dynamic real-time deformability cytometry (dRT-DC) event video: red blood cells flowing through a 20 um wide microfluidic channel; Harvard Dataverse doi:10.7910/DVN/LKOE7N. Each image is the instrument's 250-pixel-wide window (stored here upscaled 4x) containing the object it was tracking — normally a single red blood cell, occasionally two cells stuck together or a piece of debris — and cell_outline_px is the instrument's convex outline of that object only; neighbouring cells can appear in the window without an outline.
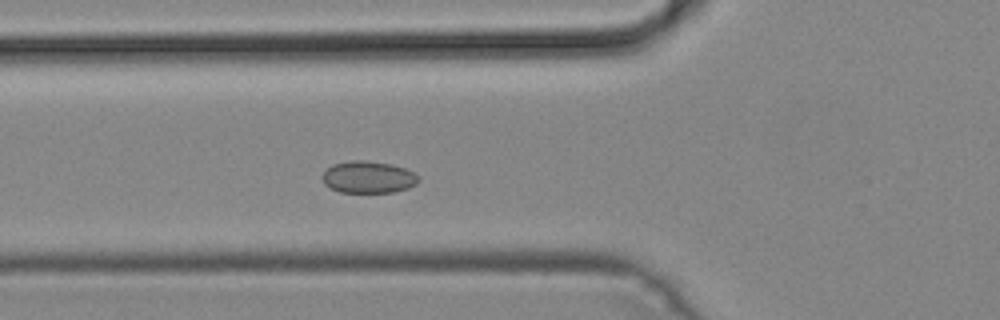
{"species": "common noctule bat (a hibernating species)", "species_latin": "Nyctalus noctula", "temperature_condition": "cold", "stored_images_in_passage": 46, "camera_frame_rate_fps": 3000, "um_per_image_px": 0.085, "animal": {"sex": "male", "body_mass_g": 19.2, "forearm_length_mm": 51.8}, "frame": {"image": 1, "passage_image": 15, "time_ms": 4.667, "image_size_px": [1000, 320], "cell_outline_px": [[420, 180], [416, 184], [408, 188], [392, 192], [340, 192], [324, 184], [320, 176], [332, 164], [352, 160], [364, 160], [392, 164], [404, 168], [420, 176]], "centroid_in_image_um": [31.3, 15.05], "position_along_channel_um": 94.5, "area_um2": 17.98}}
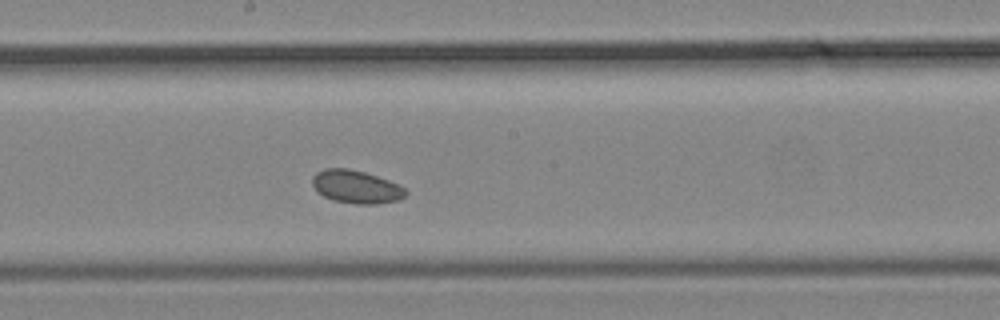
{"frame": {"image": 2, "passage_image": 24, "time_ms": 7.667, "image_size_px": [1000, 320], "cell_outline_px": [[408, 192], [400, 200], [376, 204], [356, 204], [332, 200], [316, 192], [312, 184], [312, 176], [316, 172], [324, 168], [348, 168], [364, 172], [388, 180], [404, 188]], "centroid_in_image_um": [30.23, 15.88], "position_along_channel_um": 218.0, "area_um2": 18.03}}
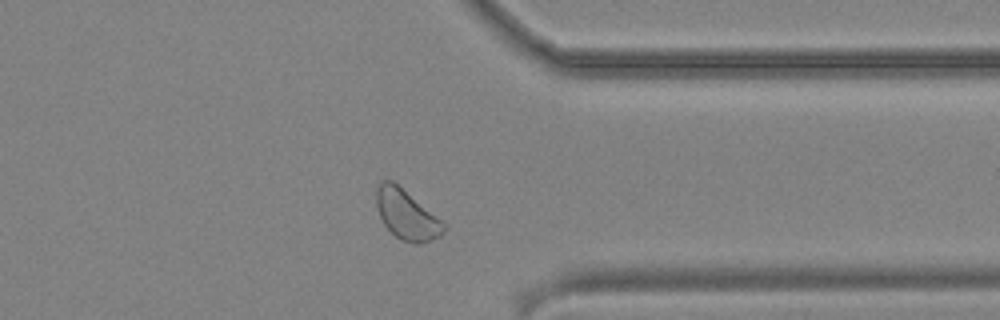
{"frame": {"image": 3, "passage_image": 36, "time_ms": 11.667, "image_size_px": [1000, 320], "cell_outline_px": [[448, 228], [440, 236], [432, 240], [420, 244], [412, 244], [396, 236], [384, 224], [380, 216], [376, 204], [376, 188], [384, 180], [392, 180], [440, 220]], "centroid_in_image_um": [34.56, 18.27], "position_along_channel_um": 376.8, "area_um2": 19.02}}